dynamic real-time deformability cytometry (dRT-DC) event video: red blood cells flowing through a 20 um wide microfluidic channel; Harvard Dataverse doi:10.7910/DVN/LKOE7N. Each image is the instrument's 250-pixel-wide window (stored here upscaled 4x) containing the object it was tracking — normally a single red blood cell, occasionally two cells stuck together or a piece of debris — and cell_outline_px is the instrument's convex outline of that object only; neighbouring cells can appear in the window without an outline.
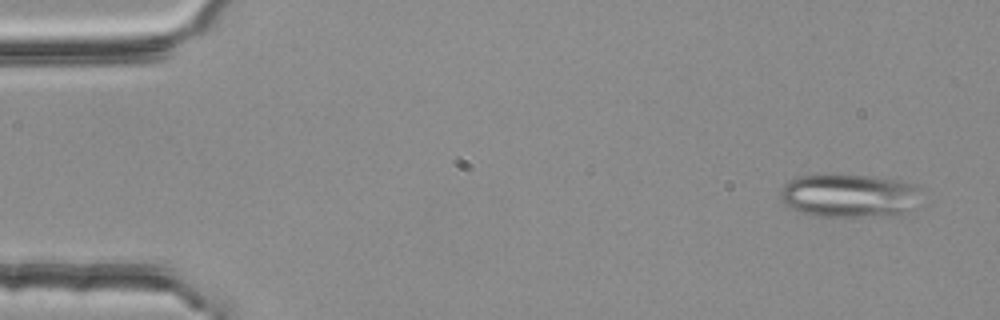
{"species": "common noctule bat (a hibernating species)", "species_latin": "Nyctalus noctula", "temperature_condition": "room temperature", "stored_images_in_passage": 3, "camera_frame_rate_fps": 3000, "um_per_image_px": 0.085, "animal": {"sex": "female", "body_mass_g": 25.1}, "frame": {"image": 1, "passage_image": 1, "time_ms": 0.0, "image_size_px": [1000, 320], "cell_outline_px": [[920, 188], [908, 212], [904, 216], [820, 216], [804, 212], [792, 208], [784, 204], [780, 196], [780, 192], [784, 184], [800, 176], [828, 172], [872, 176], [896, 180], [916, 184]], "centroid_in_image_um": [72.16, 16.6], "position_along_channel_um": 12.8, "area_um2": 35.95}}